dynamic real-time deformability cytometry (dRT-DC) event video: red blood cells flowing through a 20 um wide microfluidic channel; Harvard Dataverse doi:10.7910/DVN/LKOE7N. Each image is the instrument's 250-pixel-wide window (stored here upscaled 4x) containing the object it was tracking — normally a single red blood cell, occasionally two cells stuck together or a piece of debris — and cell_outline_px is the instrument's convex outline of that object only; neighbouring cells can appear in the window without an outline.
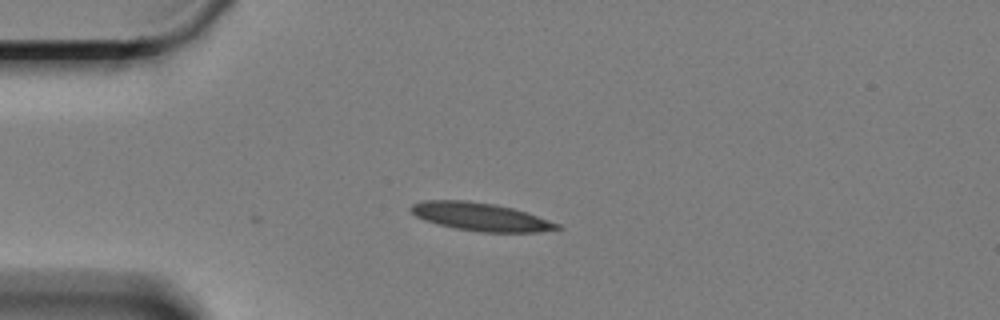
{"species": "Egyptian fruit bat (a non-hibernating species)", "species_latin": "Rousettus aegyptiacus", "temperature_condition": "cold", "stored_images_in_passage": 4, "camera_frame_rate_fps": 3000, "um_per_image_px": 0.085, "animal": {"sex": "female"}, "frame": {"image": 1, "passage_image": 1, "time_ms": 0.0, "image_size_px": [1000, 320], "cell_outline_px": [[560, 228], [540, 232], [480, 232], [456, 228], [424, 220], [416, 216], [412, 212], [412, 204], [424, 200], [468, 200], [496, 204], [512, 208], [560, 224]], "centroid_in_image_um": [40.84, 18.42], "position_along_channel_um": 44.2, "area_um2": 23.58}}